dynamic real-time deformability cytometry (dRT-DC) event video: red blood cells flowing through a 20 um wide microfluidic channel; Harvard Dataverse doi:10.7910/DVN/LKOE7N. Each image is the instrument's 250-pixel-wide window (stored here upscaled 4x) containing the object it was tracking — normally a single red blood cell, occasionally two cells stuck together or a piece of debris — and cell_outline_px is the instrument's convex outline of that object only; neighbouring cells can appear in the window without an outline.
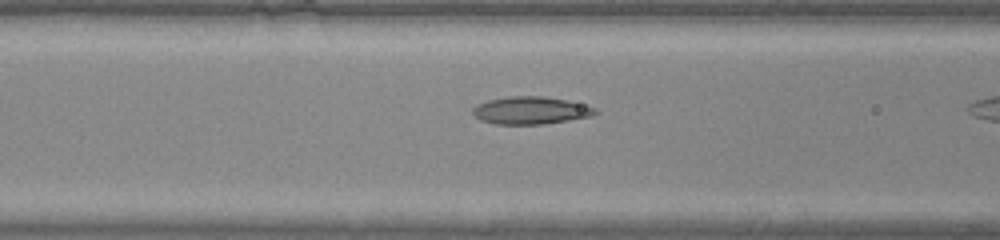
{"species": "common noctule bat (a hibernating species)", "species_latin": "Nyctalus noctula", "temperature_condition": "warm", "stored_images_in_passage": 32, "camera_frame_rate_fps": 3000, "um_per_image_px": 0.085, "animal": {"sex": "male", "body_mass_g": 20.0, "forearm_length_mm": 53.3}, "frame": {"image": 1, "passage_image": 9, "time_ms": 2.667, "image_size_px": [1000, 240], "cell_outline_px": [[600, 112], [588, 116], [568, 120], [544, 124], [496, 124], [480, 120], [472, 112], [472, 108], [476, 104], [488, 100], [508, 96], [544, 96], [568, 100], [596, 108]], "centroid_in_image_um": [45.08, 9.38], "position_along_channel_um": 121.5, "area_um2": 19.65}}
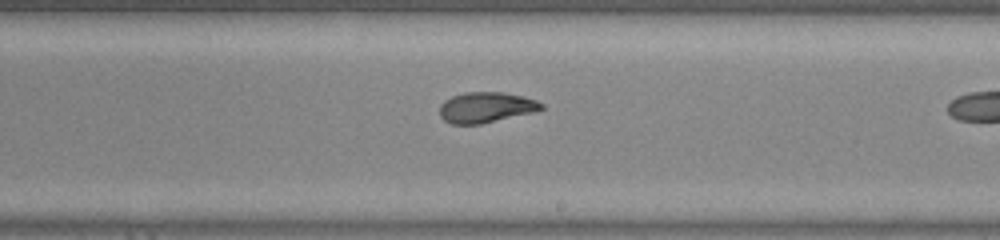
{"frame": {"image": 2, "passage_image": 18, "time_ms": 5.667, "image_size_px": [1000, 240], "cell_outline_px": [[544, 108], [532, 112], [480, 124], [452, 124], [444, 120], [440, 116], [440, 104], [444, 100], [452, 96], [464, 92], [504, 92], [524, 96], [536, 100], [544, 104]], "centroid_in_image_um": [41.29, 9.11], "position_along_channel_um": 247.7, "area_um2": 18.09}}
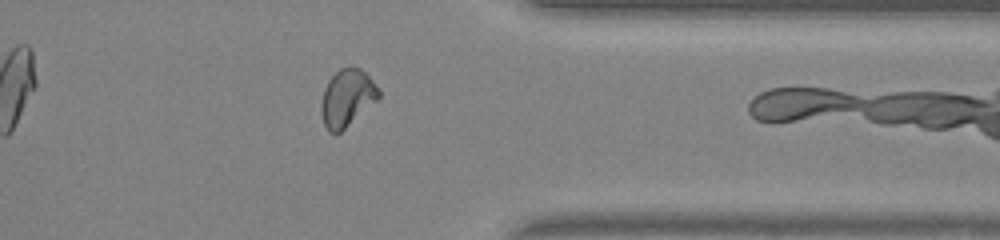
{"frame": {"image": 3, "passage_image": 28, "time_ms": 9.0, "image_size_px": [1000, 240], "cell_outline_px": [[380, 96], [376, 100], [340, 132], [328, 132], [324, 124], [320, 112], [320, 104], [324, 88], [328, 80], [340, 68], [348, 64], [352, 64], [360, 68], [372, 80], [380, 92]], "centroid_in_image_um": [29.46, 8.28], "position_along_channel_um": 381.9, "area_um2": 19.07}, "authors_computed_cell_mechanics": {"area_um2": 18.9006, "velocity_mm_per_s": 4.2174, "shape_relaxation_time_tau1_ms": null, "shape_relaxation_time_tau2_ms": 1.2975, "deformation_change_tau1": null, "deformation_change_tau2": 0.0708}}